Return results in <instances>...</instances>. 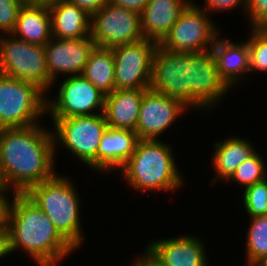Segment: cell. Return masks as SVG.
Listing matches in <instances>:
<instances>
[{
  "label": "cell",
  "mask_w": 267,
  "mask_h": 266,
  "mask_svg": "<svg viewBox=\"0 0 267 266\" xmlns=\"http://www.w3.org/2000/svg\"><path fill=\"white\" fill-rule=\"evenodd\" d=\"M56 148L53 130L44 129L40 123L0 128L1 183L24 194L33 185L53 178Z\"/></svg>",
  "instance_id": "1"
},
{
  "label": "cell",
  "mask_w": 267,
  "mask_h": 266,
  "mask_svg": "<svg viewBox=\"0 0 267 266\" xmlns=\"http://www.w3.org/2000/svg\"><path fill=\"white\" fill-rule=\"evenodd\" d=\"M13 193L7 228L11 252L21 248L39 266H58L75 249L25 194Z\"/></svg>",
  "instance_id": "2"
},
{
  "label": "cell",
  "mask_w": 267,
  "mask_h": 266,
  "mask_svg": "<svg viewBox=\"0 0 267 266\" xmlns=\"http://www.w3.org/2000/svg\"><path fill=\"white\" fill-rule=\"evenodd\" d=\"M171 146L159 139H139L135 151L119 169L131 188L173 191L183 183Z\"/></svg>",
  "instance_id": "3"
},
{
  "label": "cell",
  "mask_w": 267,
  "mask_h": 266,
  "mask_svg": "<svg viewBox=\"0 0 267 266\" xmlns=\"http://www.w3.org/2000/svg\"><path fill=\"white\" fill-rule=\"evenodd\" d=\"M64 175L33 185L24 194L53 222L59 234L76 250L83 243L79 196Z\"/></svg>",
  "instance_id": "4"
},
{
  "label": "cell",
  "mask_w": 267,
  "mask_h": 266,
  "mask_svg": "<svg viewBox=\"0 0 267 266\" xmlns=\"http://www.w3.org/2000/svg\"><path fill=\"white\" fill-rule=\"evenodd\" d=\"M44 93L36 84L0 73V128L39 124L40 117L47 114Z\"/></svg>",
  "instance_id": "5"
},
{
  "label": "cell",
  "mask_w": 267,
  "mask_h": 266,
  "mask_svg": "<svg viewBox=\"0 0 267 266\" xmlns=\"http://www.w3.org/2000/svg\"><path fill=\"white\" fill-rule=\"evenodd\" d=\"M0 73L36 84L44 92L53 84L44 46L30 44L11 33L0 35Z\"/></svg>",
  "instance_id": "6"
},
{
  "label": "cell",
  "mask_w": 267,
  "mask_h": 266,
  "mask_svg": "<svg viewBox=\"0 0 267 266\" xmlns=\"http://www.w3.org/2000/svg\"><path fill=\"white\" fill-rule=\"evenodd\" d=\"M149 88L181 101L188 109H206L191 94L190 53L167 51L158 45Z\"/></svg>",
  "instance_id": "7"
},
{
  "label": "cell",
  "mask_w": 267,
  "mask_h": 266,
  "mask_svg": "<svg viewBox=\"0 0 267 266\" xmlns=\"http://www.w3.org/2000/svg\"><path fill=\"white\" fill-rule=\"evenodd\" d=\"M52 119L55 146L63 144L77 159L97 170L99 145L108 128L104 114Z\"/></svg>",
  "instance_id": "8"
},
{
  "label": "cell",
  "mask_w": 267,
  "mask_h": 266,
  "mask_svg": "<svg viewBox=\"0 0 267 266\" xmlns=\"http://www.w3.org/2000/svg\"><path fill=\"white\" fill-rule=\"evenodd\" d=\"M207 14L194 2L190 3L158 45L172 52L210 51L220 33Z\"/></svg>",
  "instance_id": "9"
},
{
  "label": "cell",
  "mask_w": 267,
  "mask_h": 266,
  "mask_svg": "<svg viewBox=\"0 0 267 266\" xmlns=\"http://www.w3.org/2000/svg\"><path fill=\"white\" fill-rule=\"evenodd\" d=\"M91 38L96 46L109 49L138 42L144 38L140 14L108 2L92 15Z\"/></svg>",
  "instance_id": "10"
},
{
  "label": "cell",
  "mask_w": 267,
  "mask_h": 266,
  "mask_svg": "<svg viewBox=\"0 0 267 266\" xmlns=\"http://www.w3.org/2000/svg\"><path fill=\"white\" fill-rule=\"evenodd\" d=\"M158 43L145 39L112 48L115 90L149 89L152 60Z\"/></svg>",
  "instance_id": "11"
},
{
  "label": "cell",
  "mask_w": 267,
  "mask_h": 266,
  "mask_svg": "<svg viewBox=\"0 0 267 266\" xmlns=\"http://www.w3.org/2000/svg\"><path fill=\"white\" fill-rule=\"evenodd\" d=\"M59 87L57 98H47L51 118L96 115V108L104 113L105 94L82 75L67 77Z\"/></svg>",
  "instance_id": "12"
},
{
  "label": "cell",
  "mask_w": 267,
  "mask_h": 266,
  "mask_svg": "<svg viewBox=\"0 0 267 266\" xmlns=\"http://www.w3.org/2000/svg\"><path fill=\"white\" fill-rule=\"evenodd\" d=\"M187 108L181 101L149 88L143 95L135 133L139 139H158Z\"/></svg>",
  "instance_id": "13"
},
{
  "label": "cell",
  "mask_w": 267,
  "mask_h": 266,
  "mask_svg": "<svg viewBox=\"0 0 267 266\" xmlns=\"http://www.w3.org/2000/svg\"><path fill=\"white\" fill-rule=\"evenodd\" d=\"M95 46L91 36L80 39L52 37L44 46L47 69L52 82H55L60 73L70 76L81 75Z\"/></svg>",
  "instance_id": "14"
},
{
  "label": "cell",
  "mask_w": 267,
  "mask_h": 266,
  "mask_svg": "<svg viewBox=\"0 0 267 266\" xmlns=\"http://www.w3.org/2000/svg\"><path fill=\"white\" fill-rule=\"evenodd\" d=\"M190 65L191 94L206 109L213 108L231 88L219 75L212 51L190 53Z\"/></svg>",
  "instance_id": "15"
},
{
  "label": "cell",
  "mask_w": 267,
  "mask_h": 266,
  "mask_svg": "<svg viewBox=\"0 0 267 266\" xmlns=\"http://www.w3.org/2000/svg\"><path fill=\"white\" fill-rule=\"evenodd\" d=\"M145 252L160 266H208L204 244L195 236L156 239Z\"/></svg>",
  "instance_id": "16"
},
{
  "label": "cell",
  "mask_w": 267,
  "mask_h": 266,
  "mask_svg": "<svg viewBox=\"0 0 267 266\" xmlns=\"http://www.w3.org/2000/svg\"><path fill=\"white\" fill-rule=\"evenodd\" d=\"M48 4L51 17V36L58 39H80L91 36L92 16L67 0Z\"/></svg>",
  "instance_id": "17"
},
{
  "label": "cell",
  "mask_w": 267,
  "mask_h": 266,
  "mask_svg": "<svg viewBox=\"0 0 267 266\" xmlns=\"http://www.w3.org/2000/svg\"><path fill=\"white\" fill-rule=\"evenodd\" d=\"M190 3L187 0H149L140 13L144 38L159 44Z\"/></svg>",
  "instance_id": "18"
},
{
  "label": "cell",
  "mask_w": 267,
  "mask_h": 266,
  "mask_svg": "<svg viewBox=\"0 0 267 266\" xmlns=\"http://www.w3.org/2000/svg\"><path fill=\"white\" fill-rule=\"evenodd\" d=\"M11 34L30 44L45 46L52 38L48 4L38 0H27L20 9Z\"/></svg>",
  "instance_id": "19"
},
{
  "label": "cell",
  "mask_w": 267,
  "mask_h": 266,
  "mask_svg": "<svg viewBox=\"0 0 267 266\" xmlns=\"http://www.w3.org/2000/svg\"><path fill=\"white\" fill-rule=\"evenodd\" d=\"M138 140L135 131L108 127L99 145L97 170L121 169L135 151Z\"/></svg>",
  "instance_id": "20"
},
{
  "label": "cell",
  "mask_w": 267,
  "mask_h": 266,
  "mask_svg": "<svg viewBox=\"0 0 267 266\" xmlns=\"http://www.w3.org/2000/svg\"><path fill=\"white\" fill-rule=\"evenodd\" d=\"M147 89L114 90L105 95L104 116L108 127L135 131L140 105Z\"/></svg>",
  "instance_id": "21"
},
{
  "label": "cell",
  "mask_w": 267,
  "mask_h": 266,
  "mask_svg": "<svg viewBox=\"0 0 267 266\" xmlns=\"http://www.w3.org/2000/svg\"><path fill=\"white\" fill-rule=\"evenodd\" d=\"M217 62L219 75L232 88L249 71V47L247 41L239 44L229 39L217 38L211 48Z\"/></svg>",
  "instance_id": "22"
},
{
  "label": "cell",
  "mask_w": 267,
  "mask_h": 266,
  "mask_svg": "<svg viewBox=\"0 0 267 266\" xmlns=\"http://www.w3.org/2000/svg\"><path fill=\"white\" fill-rule=\"evenodd\" d=\"M214 145L213 167H215V179H225L231 177L234 171L256 151L248 140L230 137L224 141H218Z\"/></svg>",
  "instance_id": "23"
},
{
  "label": "cell",
  "mask_w": 267,
  "mask_h": 266,
  "mask_svg": "<svg viewBox=\"0 0 267 266\" xmlns=\"http://www.w3.org/2000/svg\"><path fill=\"white\" fill-rule=\"evenodd\" d=\"M81 75L103 94L112 93L115 90L113 50L95 46Z\"/></svg>",
  "instance_id": "24"
},
{
  "label": "cell",
  "mask_w": 267,
  "mask_h": 266,
  "mask_svg": "<svg viewBox=\"0 0 267 266\" xmlns=\"http://www.w3.org/2000/svg\"><path fill=\"white\" fill-rule=\"evenodd\" d=\"M250 218L246 241V262L263 263L267 260V215Z\"/></svg>",
  "instance_id": "25"
},
{
  "label": "cell",
  "mask_w": 267,
  "mask_h": 266,
  "mask_svg": "<svg viewBox=\"0 0 267 266\" xmlns=\"http://www.w3.org/2000/svg\"><path fill=\"white\" fill-rule=\"evenodd\" d=\"M265 166L263 157L258 152H255L234 171L228 180L229 182L236 180L245 189L266 178L267 170Z\"/></svg>",
  "instance_id": "26"
},
{
  "label": "cell",
  "mask_w": 267,
  "mask_h": 266,
  "mask_svg": "<svg viewBox=\"0 0 267 266\" xmlns=\"http://www.w3.org/2000/svg\"><path fill=\"white\" fill-rule=\"evenodd\" d=\"M244 209L249 217L267 215V180L256 182L244 189Z\"/></svg>",
  "instance_id": "27"
},
{
  "label": "cell",
  "mask_w": 267,
  "mask_h": 266,
  "mask_svg": "<svg viewBox=\"0 0 267 266\" xmlns=\"http://www.w3.org/2000/svg\"><path fill=\"white\" fill-rule=\"evenodd\" d=\"M247 40L249 47V71L267 72V38L257 29L252 28Z\"/></svg>",
  "instance_id": "28"
},
{
  "label": "cell",
  "mask_w": 267,
  "mask_h": 266,
  "mask_svg": "<svg viewBox=\"0 0 267 266\" xmlns=\"http://www.w3.org/2000/svg\"><path fill=\"white\" fill-rule=\"evenodd\" d=\"M27 0H0V32L10 34L16 24L21 7Z\"/></svg>",
  "instance_id": "29"
},
{
  "label": "cell",
  "mask_w": 267,
  "mask_h": 266,
  "mask_svg": "<svg viewBox=\"0 0 267 266\" xmlns=\"http://www.w3.org/2000/svg\"><path fill=\"white\" fill-rule=\"evenodd\" d=\"M246 14L251 27L258 28L267 23V0H247Z\"/></svg>",
  "instance_id": "30"
},
{
  "label": "cell",
  "mask_w": 267,
  "mask_h": 266,
  "mask_svg": "<svg viewBox=\"0 0 267 266\" xmlns=\"http://www.w3.org/2000/svg\"><path fill=\"white\" fill-rule=\"evenodd\" d=\"M206 5L204 8L199 7L203 9L205 12H211L212 11H222V10H232L233 8H236L237 6L240 7V5L244 8V12L247 11V0H205L204 2ZM207 7V8H206ZM206 8V9H205Z\"/></svg>",
  "instance_id": "31"
},
{
  "label": "cell",
  "mask_w": 267,
  "mask_h": 266,
  "mask_svg": "<svg viewBox=\"0 0 267 266\" xmlns=\"http://www.w3.org/2000/svg\"><path fill=\"white\" fill-rule=\"evenodd\" d=\"M8 190L5 185H0V229H7L9 223L10 210L12 206L11 200L7 199ZM6 194V195H5Z\"/></svg>",
  "instance_id": "32"
},
{
  "label": "cell",
  "mask_w": 267,
  "mask_h": 266,
  "mask_svg": "<svg viewBox=\"0 0 267 266\" xmlns=\"http://www.w3.org/2000/svg\"><path fill=\"white\" fill-rule=\"evenodd\" d=\"M79 8L87 11L91 16L99 11L109 0H67Z\"/></svg>",
  "instance_id": "33"
},
{
  "label": "cell",
  "mask_w": 267,
  "mask_h": 266,
  "mask_svg": "<svg viewBox=\"0 0 267 266\" xmlns=\"http://www.w3.org/2000/svg\"><path fill=\"white\" fill-rule=\"evenodd\" d=\"M148 2L149 0H109V3L115 6L126 8L139 14L144 10Z\"/></svg>",
  "instance_id": "34"
},
{
  "label": "cell",
  "mask_w": 267,
  "mask_h": 266,
  "mask_svg": "<svg viewBox=\"0 0 267 266\" xmlns=\"http://www.w3.org/2000/svg\"><path fill=\"white\" fill-rule=\"evenodd\" d=\"M11 252L9 232L7 229H0V258Z\"/></svg>",
  "instance_id": "35"
},
{
  "label": "cell",
  "mask_w": 267,
  "mask_h": 266,
  "mask_svg": "<svg viewBox=\"0 0 267 266\" xmlns=\"http://www.w3.org/2000/svg\"><path fill=\"white\" fill-rule=\"evenodd\" d=\"M142 255V257L134 261L135 263L132 264L133 266H160L146 252Z\"/></svg>",
  "instance_id": "36"
},
{
  "label": "cell",
  "mask_w": 267,
  "mask_h": 266,
  "mask_svg": "<svg viewBox=\"0 0 267 266\" xmlns=\"http://www.w3.org/2000/svg\"><path fill=\"white\" fill-rule=\"evenodd\" d=\"M267 38V23L257 28Z\"/></svg>",
  "instance_id": "37"
},
{
  "label": "cell",
  "mask_w": 267,
  "mask_h": 266,
  "mask_svg": "<svg viewBox=\"0 0 267 266\" xmlns=\"http://www.w3.org/2000/svg\"><path fill=\"white\" fill-rule=\"evenodd\" d=\"M244 266H265L264 263L246 262Z\"/></svg>",
  "instance_id": "38"
},
{
  "label": "cell",
  "mask_w": 267,
  "mask_h": 266,
  "mask_svg": "<svg viewBox=\"0 0 267 266\" xmlns=\"http://www.w3.org/2000/svg\"><path fill=\"white\" fill-rule=\"evenodd\" d=\"M38 1H42V2H45V3H49V2L54 1V0H38Z\"/></svg>",
  "instance_id": "39"
}]
</instances>
